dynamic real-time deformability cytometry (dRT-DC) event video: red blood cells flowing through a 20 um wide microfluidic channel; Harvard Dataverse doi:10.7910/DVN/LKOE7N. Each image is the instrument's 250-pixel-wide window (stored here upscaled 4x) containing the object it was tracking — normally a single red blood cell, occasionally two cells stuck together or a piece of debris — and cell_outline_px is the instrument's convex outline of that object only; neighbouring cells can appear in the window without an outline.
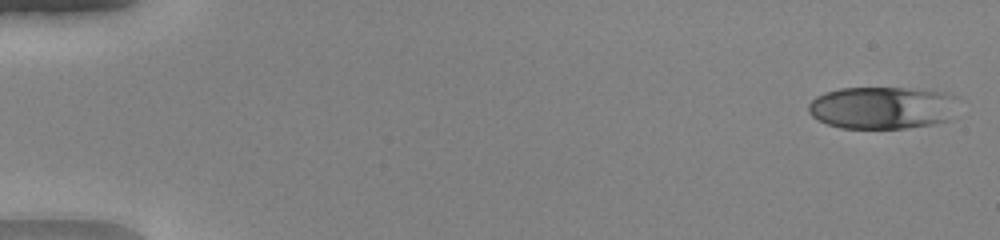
{"species": "human", "species_latin": "Homo sapiens", "temperature_condition": "warm", "stored_images_in_passage": 49, "camera_frame_rate_fps": 3000, "um_per_image_px": 0.085, "donor": {"sex": "female"}, "frame": {"image": 1, "passage_image": 1, "time_ms": 0.0, "image_size_px": [1000, 240], "cell_outline_px": [[956, 96], [948, 120], [932, 124], [908, 128], [840, 128], [816, 120], [808, 112], [808, 104], [816, 96], [824, 92], [840, 88], [904, 88], [944, 92]], "centroid_in_image_um": [74.9, 9.16], "position_along_channel_um": 10.1, "area_um2": 36.82}}
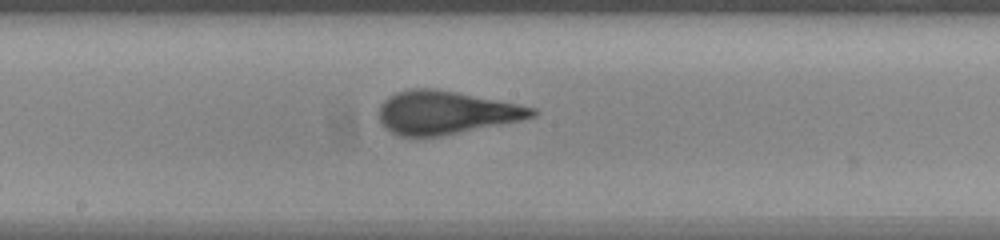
{"frame": {"image": 2, "passage_image": 27, "time_ms": 8.667, "image_size_px": [1000, 240], "cell_outline_px": [[540, 112], [536, 116], [520, 120], [500, 124], [436, 136], [400, 136], [384, 128], [380, 124], [380, 104], [388, 96], [396, 92], [408, 88], [432, 88], [456, 92], [536, 108]], "centroid_in_image_um": [37.85, 9.55], "position_along_channel_um": 210.3, "area_um2": 38.09}}
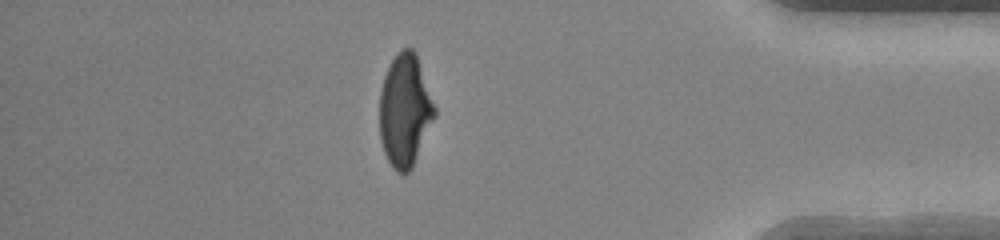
{"frame": {"image": 3, "passage_image": 43, "time_ms": 14.0, "image_size_px": [1000, 240], "cell_outline_px": [[436, 116], [412, 168], [404, 176], [396, 172], [392, 168], [384, 152], [380, 140], [380, 88], [384, 76], [392, 60], [404, 48], [412, 48], [416, 52], [436, 108]], "centroid_in_image_um": [34.42, 9.43], "position_along_channel_um": 400.8, "area_um2": 36.24}, "authors_computed_cell_mechanics": {"area_um2": 36.8764, "velocity_mm_per_s": 4.1607, "shape_relaxation_time_tau1_ms": 5.5299, "shape_relaxation_time_tau2_ms": null, "deformation_change_tau1": 0.2507, "deformation_change_tau2": null}}